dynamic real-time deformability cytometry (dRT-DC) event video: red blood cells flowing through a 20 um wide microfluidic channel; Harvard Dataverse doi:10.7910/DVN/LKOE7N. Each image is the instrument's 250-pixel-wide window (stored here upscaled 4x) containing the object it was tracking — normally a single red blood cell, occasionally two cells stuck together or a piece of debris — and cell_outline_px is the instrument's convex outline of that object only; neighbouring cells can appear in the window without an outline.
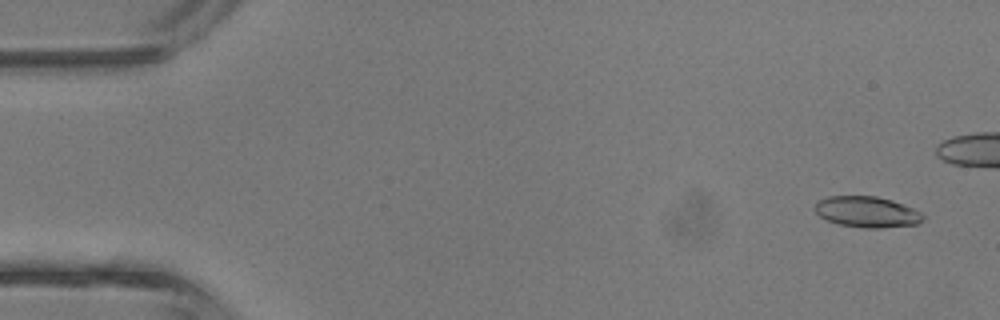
{"species": "common noctule bat (a hibernating species)", "species_latin": "Nyctalus noctula", "temperature_condition": "room temperature", "stored_images_in_passage": 32, "camera_frame_rate_fps": 3000, "um_per_image_px": 0.085, "animal": {"sex": "male", "body_mass_g": 13.3}, "frame": {"image": 1, "passage_image": 1, "time_ms": 0.0, "image_size_px": [1000, 320], "cell_outline_px": [[924, 220], [916, 224], [880, 228], [864, 228], [836, 224], [820, 216], [816, 212], [816, 200], [828, 196], [876, 196], [892, 200], [912, 208], [920, 212], [924, 216]], "centroid_in_image_um": [73.68, 18.01], "position_along_channel_um": 11.3, "area_um2": 19.48}}
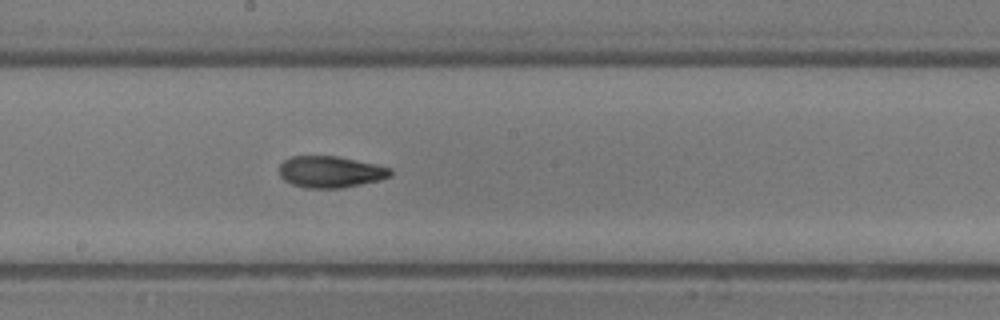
{"frame": {"image": 2, "passage_image": 21, "time_ms": 6.667, "image_size_px": [1000, 320], "cell_outline_px": [[392, 176], [380, 180], [340, 188], [304, 188], [292, 184], [284, 180], [280, 176], [280, 164], [284, 160], [292, 156], [336, 156], [392, 168]], "centroid_in_image_um": [28.08, 14.61], "position_along_channel_um": 220.1, "area_um2": 20.35}}
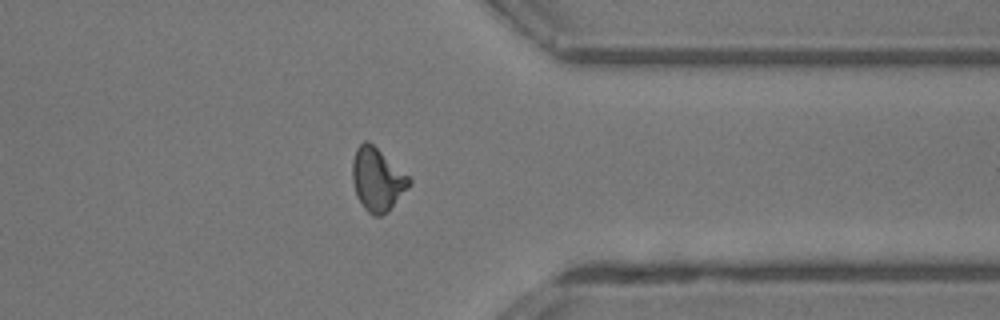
{"frame": {"image": 3, "passage_image": 31, "time_ms": 10.0, "image_size_px": [1000, 320], "cell_outline_px": [[412, 184], [388, 212], [380, 216], [372, 216], [364, 208], [356, 196], [352, 180], [352, 160], [356, 148], [364, 140], [368, 140], [408, 176], [412, 180]], "centroid_in_image_um": [32.06, 15.27], "position_along_channel_um": 379.3, "area_um2": 20.92}}